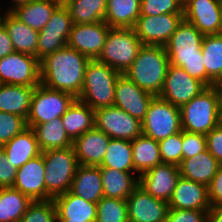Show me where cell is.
<instances>
[{"label":"cell","mask_w":222,"mask_h":222,"mask_svg":"<svg viewBox=\"0 0 222 222\" xmlns=\"http://www.w3.org/2000/svg\"><path fill=\"white\" fill-rule=\"evenodd\" d=\"M180 176L179 166L162 163L141 174L139 185L154 198L168 203Z\"/></svg>","instance_id":"ac0fdd59"},{"label":"cell","mask_w":222,"mask_h":222,"mask_svg":"<svg viewBox=\"0 0 222 222\" xmlns=\"http://www.w3.org/2000/svg\"><path fill=\"white\" fill-rule=\"evenodd\" d=\"M208 211L169 208L165 222H207Z\"/></svg>","instance_id":"f6af8a7d"},{"label":"cell","mask_w":222,"mask_h":222,"mask_svg":"<svg viewBox=\"0 0 222 222\" xmlns=\"http://www.w3.org/2000/svg\"><path fill=\"white\" fill-rule=\"evenodd\" d=\"M168 205L174 209L210 210L208 186L180 176Z\"/></svg>","instance_id":"44dd1931"},{"label":"cell","mask_w":222,"mask_h":222,"mask_svg":"<svg viewBox=\"0 0 222 222\" xmlns=\"http://www.w3.org/2000/svg\"><path fill=\"white\" fill-rule=\"evenodd\" d=\"M142 46L133 28H110L97 60L125 74Z\"/></svg>","instance_id":"52a82bcc"},{"label":"cell","mask_w":222,"mask_h":222,"mask_svg":"<svg viewBox=\"0 0 222 222\" xmlns=\"http://www.w3.org/2000/svg\"><path fill=\"white\" fill-rule=\"evenodd\" d=\"M1 23L11 38L14 51L37 58L39 32L20 21L11 11L3 14Z\"/></svg>","instance_id":"cb8c5ba5"},{"label":"cell","mask_w":222,"mask_h":222,"mask_svg":"<svg viewBox=\"0 0 222 222\" xmlns=\"http://www.w3.org/2000/svg\"><path fill=\"white\" fill-rule=\"evenodd\" d=\"M206 149V135L182 130V159L194 157Z\"/></svg>","instance_id":"ee69618b"},{"label":"cell","mask_w":222,"mask_h":222,"mask_svg":"<svg viewBox=\"0 0 222 222\" xmlns=\"http://www.w3.org/2000/svg\"><path fill=\"white\" fill-rule=\"evenodd\" d=\"M182 130L206 135L222 122V95L214 87H206L180 107Z\"/></svg>","instance_id":"277c9868"},{"label":"cell","mask_w":222,"mask_h":222,"mask_svg":"<svg viewBox=\"0 0 222 222\" xmlns=\"http://www.w3.org/2000/svg\"><path fill=\"white\" fill-rule=\"evenodd\" d=\"M129 222H165L169 210L166 201L154 198L138 185L126 199Z\"/></svg>","instance_id":"e0dca14e"},{"label":"cell","mask_w":222,"mask_h":222,"mask_svg":"<svg viewBox=\"0 0 222 222\" xmlns=\"http://www.w3.org/2000/svg\"><path fill=\"white\" fill-rule=\"evenodd\" d=\"M183 16L203 35L222 33L220 0H184Z\"/></svg>","instance_id":"9a60e30c"},{"label":"cell","mask_w":222,"mask_h":222,"mask_svg":"<svg viewBox=\"0 0 222 222\" xmlns=\"http://www.w3.org/2000/svg\"><path fill=\"white\" fill-rule=\"evenodd\" d=\"M207 87L214 86L222 76V33L204 35L201 44Z\"/></svg>","instance_id":"836d02e7"},{"label":"cell","mask_w":222,"mask_h":222,"mask_svg":"<svg viewBox=\"0 0 222 222\" xmlns=\"http://www.w3.org/2000/svg\"><path fill=\"white\" fill-rule=\"evenodd\" d=\"M184 0H141L140 16L183 14Z\"/></svg>","instance_id":"60d3db41"},{"label":"cell","mask_w":222,"mask_h":222,"mask_svg":"<svg viewBox=\"0 0 222 222\" xmlns=\"http://www.w3.org/2000/svg\"><path fill=\"white\" fill-rule=\"evenodd\" d=\"M35 87L0 84V111L28 117Z\"/></svg>","instance_id":"f546056e"},{"label":"cell","mask_w":222,"mask_h":222,"mask_svg":"<svg viewBox=\"0 0 222 222\" xmlns=\"http://www.w3.org/2000/svg\"><path fill=\"white\" fill-rule=\"evenodd\" d=\"M207 222H222V206L211 208L208 211Z\"/></svg>","instance_id":"f907efd6"},{"label":"cell","mask_w":222,"mask_h":222,"mask_svg":"<svg viewBox=\"0 0 222 222\" xmlns=\"http://www.w3.org/2000/svg\"><path fill=\"white\" fill-rule=\"evenodd\" d=\"M73 24H91L105 20L107 0H62Z\"/></svg>","instance_id":"d590c367"},{"label":"cell","mask_w":222,"mask_h":222,"mask_svg":"<svg viewBox=\"0 0 222 222\" xmlns=\"http://www.w3.org/2000/svg\"><path fill=\"white\" fill-rule=\"evenodd\" d=\"M0 13H1V12H0ZM2 19H3V16H0V23H1Z\"/></svg>","instance_id":"9f6ffc18"},{"label":"cell","mask_w":222,"mask_h":222,"mask_svg":"<svg viewBox=\"0 0 222 222\" xmlns=\"http://www.w3.org/2000/svg\"><path fill=\"white\" fill-rule=\"evenodd\" d=\"M214 87L219 91L222 95V76L218 79V81L214 84Z\"/></svg>","instance_id":"f5cc1de1"},{"label":"cell","mask_w":222,"mask_h":222,"mask_svg":"<svg viewBox=\"0 0 222 222\" xmlns=\"http://www.w3.org/2000/svg\"><path fill=\"white\" fill-rule=\"evenodd\" d=\"M53 200L57 209V220L96 222L97 203L86 201L70 191Z\"/></svg>","instance_id":"603a6c76"},{"label":"cell","mask_w":222,"mask_h":222,"mask_svg":"<svg viewBox=\"0 0 222 222\" xmlns=\"http://www.w3.org/2000/svg\"><path fill=\"white\" fill-rule=\"evenodd\" d=\"M110 28L105 21L91 24H73L67 46L90 59H97L103 50Z\"/></svg>","instance_id":"2e32d148"},{"label":"cell","mask_w":222,"mask_h":222,"mask_svg":"<svg viewBox=\"0 0 222 222\" xmlns=\"http://www.w3.org/2000/svg\"><path fill=\"white\" fill-rule=\"evenodd\" d=\"M57 222H86V221L57 220Z\"/></svg>","instance_id":"db71d44e"},{"label":"cell","mask_w":222,"mask_h":222,"mask_svg":"<svg viewBox=\"0 0 222 222\" xmlns=\"http://www.w3.org/2000/svg\"><path fill=\"white\" fill-rule=\"evenodd\" d=\"M76 99L71 93L52 89L40 83L35 87L32 95L26 119L27 126L33 128L37 124L62 117Z\"/></svg>","instance_id":"ba28073f"},{"label":"cell","mask_w":222,"mask_h":222,"mask_svg":"<svg viewBox=\"0 0 222 222\" xmlns=\"http://www.w3.org/2000/svg\"><path fill=\"white\" fill-rule=\"evenodd\" d=\"M41 154L44 158L46 200L70 191L79 165L73 146L49 149Z\"/></svg>","instance_id":"8992f818"},{"label":"cell","mask_w":222,"mask_h":222,"mask_svg":"<svg viewBox=\"0 0 222 222\" xmlns=\"http://www.w3.org/2000/svg\"><path fill=\"white\" fill-rule=\"evenodd\" d=\"M110 137L95 127L73 141L75 155L80 165L100 166Z\"/></svg>","instance_id":"7402d4cb"},{"label":"cell","mask_w":222,"mask_h":222,"mask_svg":"<svg viewBox=\"0 0 222 222\" xmlns=\"http://www.w3.org/2000/svg\"><path fill=\"white\" fill-rule=\"evenodd\" d=\"M32 129L36 134V138L42 152L49 149L73 146V141L66 134L61 117L43 124H37Z\"/></svg>","instance_id":"e575fe53"},{"label":"cell","mask_w":222,"mask_h":222,"mask_svg":"<svg viewBox=\"0 0 222 222\" xmlns=\"http://www.w3.org/2000/svg\"><path fill=\"white\" fill-rule=\"evenodd\" d=\"M219 165V161L206 149L194 157L182 159L179 170L181 177L208 186Z\"/></svg>","instance_id":"83f0119b"},{"label":"cell","mask_w":222,"mask_h":222,"mask_svg":"<svg viewBox=\"0 0 222 222\" xmlns=\"http://www.w3.org/2000/svg\"><path fill=\"white\" fill-rule=\"evenodd\" d=\"M169 66L170 61L164 46L143 45L124 75L141 89L159 96Z\"/></svg>","instance_id":"3957f363"},{"label":"cell","mask_w":222,"mask_h":222,"mask_svg":"<svg viewBox=\"0 0 222 222\" xmlns=\"http://www.w3.org/2000/svg\"><path fill=\"white\" fill-rule=\"evenodd\" d=\"M19 222H57V209L54 200L32 201Z\"/></svg>","instance_id":"ab89813d"},{"label":"cell","mask_w":222,"mask_h":222,"mask_svg":"<svg viewBox=\"0 0 222 222\" xmlns=\"http://www.w3.org/2000/svg\"><path fill=\"white\" fill-rule=\"evenodd\" d=\"M207 150L222 164V122L206 134Z\"/></svg>","instance_id":"7dc6e473"},{"label":"cell","mask_w":222,"mask_h":222,"mask_svg":"<svg viewBox=\"0 0 222 222\" xmlns=\"http://www.w3.org/2000/svg\"><path fill=\"white\" fill-rule=\"evenodd\" d=\"M17 168L7 159L4 150L0 147V188L12 187L16 179Z\"/></svg>","instance_id":"bcb514c9"},{"label":"cell","mask_w":222,"mask_h":222,"mask_svg":"<svg viewBox=\"0 0 222 222\" xmlns=\"http://www.w3.org/2000/svg\"><path fill=\"white\" fill-rule=\"evenodd\" d=\"M2 149L8 161L17 169L42 153L34 130L29 127L15 135Z\"/></svg>","instance_id":"d4e9b609"},{"label":"cell","mask_w":222,"mask_h":222,"mask_svg":"<svg viewBox=\"0 0 222 222\" xmlns=\"http://www.w3.org/2000/svg\"><path fill=\"white\" fill-rule=\"evenodd\" d=\"M32 200L13 187L0 188V222H19Z\"/></svg>","instance_id":"8d00e7d4"},{"label":"cell","mask_w":222,"mask_h":222,"mask_svg":"<svg viewBox=\"0 0 222 222\" xmlns=\"http://www.w3.org/2000/svg\"><path fill=\"white\" fill-rule=\"evenodd\" d=\"M142 123V134L156 141L182 131L180 107L159 96L149 105Z\"/></svg>","instance_id":"9c48e42d"},{"label":"cell","mask_w":222,"mask_h":222,"mask_svg":"<svg viewBox=\"0 0 222 222\" xmlns=\"http://www.w3.org/2000/svg\"><path fill=\"white\" fill-rule=\"evenodd\" d=\"M90 58L65 46L40 60V83L79 97Z\"/></svg>","instance_id":"6da1fadb"},{"label":"cell","mask_w":222,"mask_h":222,"mask_svg":"<svg viewBox=\"0 0 222 222\" xmlns=\"http://www.w3.org/2000/svg\"><path fill=\"white\" fill-rule=\"evenodd\" d=\"M100 167L135 173L131 141L111 138Z\"/></svg>","instance_id":"74e56055"},{"label":"cell","mask_w":222,"mask_h":222,"mask_svg":"<svg viewBox=\"0 0 222 222\" xmlns=\"http://www.w3.org/2000/svg\"><path fill=\"white\" fill-rule=\"evenodd\" d=\"M62 0H30L17 5L11 12L27 26L40 32Z\"/></svg>","instance_id":"4316f807"},{"label":"cell","mask_w":222,"mask_h":222,"mask_svg":"<svg viewBox=\"0 0 222 222\" xmlns=\"http://www.w3.org/2000/svg\"><path fill=\"white\" fill-rule=\"evenodd\" d=\"M100 171L104 197L126 200L139 185V177L133 176L132 172L119 171L110 167H100Z\"/></svg>","instance_id":"f1b7e54d"},{"label":"cell","mask_w":222,"mask_h":222,"mask_svg":"<svg viewBox=\"0 0 222 222\" xmlns=\"http://www.w3.org/2000/svg\"><path fill=\"white\" fill-rule=\"evenodd\" d=\"M208 196L212 208L222 206V164L208 185Z\"/></svg>","instance_id":"c3c4849f"},{"label":"cell","mask_w":222,"mask_h":222,"mask_svg":"<svg viewBox=\"0 0 222 222\" xmlns=\"http://www.w3.org/2000/svg\"><path fill=\"white\" fill-rule=\"evenodd\" d=\"M14 52L10 36L4 25L0 23V59Z\"/></svg>","instance_id":"681fc988"},{"label":"cell","mask_w":222,"mask_h":222,"mask_svg":"<svg viewBox=\"0 0 222 222\" xmlns=\"http://www.w3.org/2000/svg\"><path fill=\"white\" fill-rule=\"evenodd\" d=\"M205 88L206 86L201 81L189 76L181 67L170 64L159 97L181 107Z\"/></svg>","instance_id":"5bb4252c"},{"label":"cell","mask_w":222,"mask_h":222,"mask_svg":"<svg viewBox=\"0 0 222 222\" xmlns=\"http://www.w3.org/2000/svg\"><path fill=\"white\" fill-rule=\"evenodd\" d=\"M183 19V14L139 16L133 29L143 45L165 46Z\"/></svg>","instance_id":"4fadbf2b"},{"label":"cell","mask_w":222,"mask_h":222,"mask_svg":"<svg viewBox=\"0 0 222 222\" xmlns=\"http://www.w3.org/2000/svg\"><path fill=\"white\" fill-rule=\"evenodd\" d=\"M44 171V158L40 154L17 169L12 187L28 196L32 201L46 200Z\"/></svg>","instance_id":"ffe728a7"},{"label":"cell","mask_w":222,"mask_h":222,"mask_svg":"<svg viewBox=\"0 0 222 222\" xmlns=\"http://www.w3.org/2000/svg\"><path fill=\"white\" fill-rule=\"evenodd\" d=\"M70 192L84 200L98 203L103 197L100 166L78 165Z\"/></svg>","instance_id":"484cf974"},{"label":"cell","mask_w":222,"mask_h":222,"mask_svg":"<svg viewBox=\"0 0 222 222\" xmlns=\"http://www.w3.org/2000/svg\"><path fill=\"white\" fill-rule=\"evenodd\" d=\"M73 26L67 7L61 3L53 12L46 26L39 32L37 58L54 53L67 45Z\"/></svg>","instance_id":"7c38bea8"},{"label":"cell","mask_w":222,"mask_h":222,"mask_svg":"<svg viewBox=\"0 0 222 222\" xmlns=\"http://www.w3.org/2000/svg\"><path fill=\"white\" fill-rule=\"evenodd\" d=\"M141 0H107L105 22L111 28H134Z\"/></svg>","instance_id":"1f68e13d"},{"label":"cell","mask_w":222,"mask_h":222,"mask_svg":"<svg viewBox=\"0 0 222 222\" xmlns=\"http://www.w3.org/2000/svg\"><path fill=\"white\" fill-rule=\"evenodd\" d=\"M155 96L138 87L127 76L121 74L115 84L114 106L142 121Z\"/></svg>","instance_id":"d6986e66"},{"label":"cell","mask_w":222,"mask_h":222,"mask_svg":"<svg viewBox=\"0 0 222 222\" xmlns=\"http://www.w3.org/2000/svg\"><path fill=\"white\" fill-rule=\"evenodd\" d=\"M95 110L76 99L61 117L66 134L74 141L80 135L93 129Z\"/></svg>","instance_id":"4dcf8cb0"},{"label":"cell","mask_w":222,"mask_h":222,"mask_svg":"<svg viewBox=\"0 0 222 222\" xmlns=\"http://www.w3.org/2000/svg\"><path fill=\"white\" fill-rule=\"evenodd\" d=\"M0 84L36 87L40 84V60L15 51L1 58Z\"/></svg>","instance_id":"8fae6325"},{"label":"cell","mask_w":222,"mask_h":222,"mask_svg":"<svg viewBox=\"0 0 222 222\" xmlns=\"http://www.w3.org/2000/svg\"><path fill=\"white\" fill-rule=\"evenodd\" d=\"M132 158L138 177L156 165L162 164L159 141L140 135L131 141Z\"/></svg>","instance_id":"d6a6232c"},{"label":"cell","mask_w":222,"mask_h":222,"mask_svg":"<svg viewBox=\"0 0 222 222\" xmlns=\"http://www.w3.org/2000/svg\"><path fill=\"white\" fill-rule=\"evenodd\" d=\"M27 127L25 118L0 111V147L9 142L15 135L23 132Z\"/></svg>","instance_id":"b9f144b4"},{"label":"cell","mask_w":222,"mask_h":222,"mask_svg":"<svg viewBox=\"0 0 222 222\" xmlns=\"http://www.w3.org/2000/svg\"><path fill=\"white\" fill-rule=\"evenodd\" d=\"M13 1V5L11 7H7L9 9H7V11H11L12 9H14L17 5H20V4H24L30 0H12Z\"/></svg>","instance_id":"816d5d0a"},{"label":"cell","mask_w":222,"mask_h":222,"mask_svg":"<svg viewBox=\"0 0 222 222\" xmlns=\"http://www.w3.org/2000/svg\"><path fill=\"white\" fill-rule=\"evenodd\" d=\"M162 163L179 166L182 162V131L159 141Z\"/></svg>","instance_id":"7bdbcfd3"},{"label":"cell","mask_w":222,"mask_h":222,"mask_svg":"<svg viewBox=\"0 0 222 222\" xmlns=\"http://www.w3.org/2000/svg\"><path fill=\"white\" fill-rule=\"evenodd\" d=\"M120 75L121 73L107 64L90 59L85 70L83 88L77 99L93 110L113 106L115 84Z\"/></svg>","instance_id":"5b68a950"},{"label":"cell","mask_w":222,"mask_h":222,"mask_svg":"<svg viewBox=\"0 0 222 222\" xmlns=\"http://www.w3.org/2000/svg\"><path fill=\"white\" fill-rule=\"evenodd\" d=\"M95 128L112 139L132 141L142 135V123L116 106L95 110Z\"/></svg>","instance_id":"30bf717a"},{"label":"cell","mask_w":222,"mask_h":222,"mask_svg":"<svg viewBox=\"0 0 222 222\" xmlns=\"http://www.w3.org/2000/svg\"><path fill=\"white\" fill-rule=\"evenodd\" d=\"M96 222H129L126 200L103 196L97 203Z\"/></svg>","instance_id":"f35d334b"},{"label":"cell","mask_w":222,"mask_h":222,"mask_svg":"<svg viewBox=\"0 0 222 222\" xmlns=\"http://www.w3.org/2000/svg\"><path fill=\"white\" fill-rule=\"evenodd\" d=\"M203 37L193 24L183 19L164 47L170 64L181 67L189 76L207 87V73L201 50Z\"/></svg>","instance_id":"7a4b0ae2"},{"label":"cell","mask_w":222,"mask_h":222,"mask_svg":"<svg viewBox=\"0 0 222 222\" xmlns=\"http://www.w3.org/2000/svg\"><path fill=\"white\" fill-rule=\"evenodd\" d=\"M221 14H222V0H220Z\"/></svg>","instance_id":"11a10c76"}]
</instances>
